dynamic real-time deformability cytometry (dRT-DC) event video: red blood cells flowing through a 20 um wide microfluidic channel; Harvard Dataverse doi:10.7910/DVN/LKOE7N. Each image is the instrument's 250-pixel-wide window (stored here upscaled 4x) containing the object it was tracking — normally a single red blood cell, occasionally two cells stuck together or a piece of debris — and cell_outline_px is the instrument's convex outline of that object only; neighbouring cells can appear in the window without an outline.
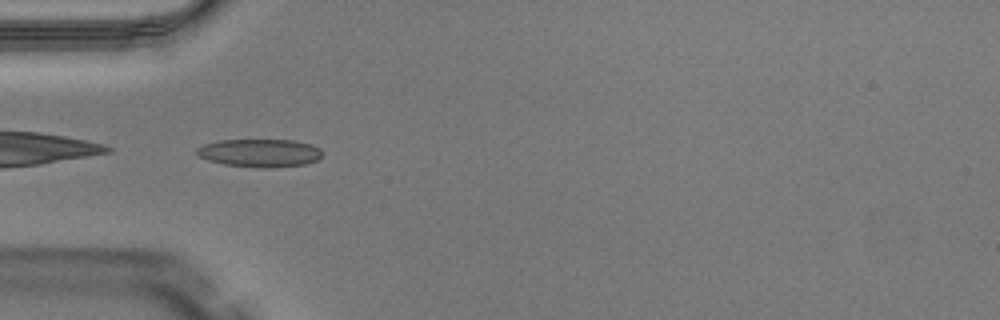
{"species": "Egyptian fruit bat (a non-hibernating species)", "species_latin": "Rousettus aegyptiacus", "temperature_condition": "warm", "stored_images_in_passage": 35, "camera_frame_rate_fps": 3000, "um_per_image_px": 0.085, "animal": {"sex": "male"}, "frame": {"image": 1, "passage_image": 1, "time_ms": 0.0, "image_size_px": [1000, 320], "cell_outline_px": [[324, 152], [316, 160], [304, 164], [272, 168], [256, 168], [224, 164], [208, 160], [200, 156], [196, 152], [196, 148], [204, 144], [220, 140], [292, 140], [312, 144], [320, 148]], "centroid_in_image_um": [22.1, 13.0], "position_along_channel_um": 62.9, "area_um2": 20.58}}
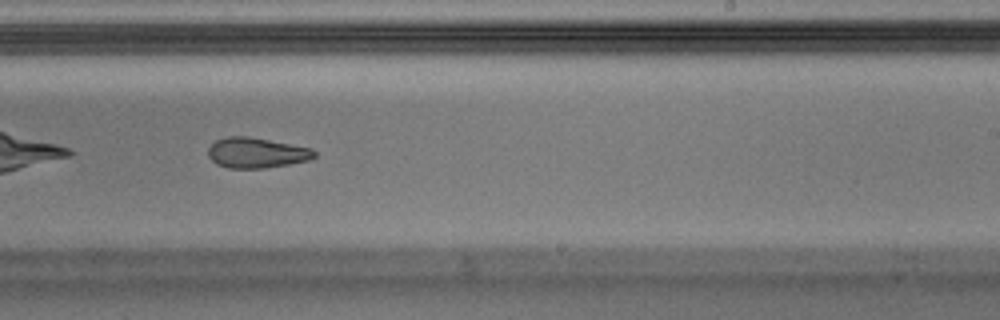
{"frame": {"image": 2, "passage_image": 16, "time_ms": 5.0, "image_size_px": [1000, 320], "cell_outline_px": [[316, 156], [308, 160], [288, 164], [264, 168], [228, 168], [216, 164], [208, 156], [208, 148], [216, 140], [228, 136], [248, 136], [312, 148], [316, 152]], "centroid_in_image_um": [21.79, 12.99], "position_along_channel_um": 267.2, "area_um2": 18.73}, "authors_computed_cell_mechanics": {"area_um2": 19.9988, "velocity_mm_per_s": 4.0976, "shape_relaxation_time_tau1_ms": null, "shape_relaxation_time_tau2_ms": 3.531, "deformation_change_tau1": null, "deformation_change_tau2": 0.1099}}